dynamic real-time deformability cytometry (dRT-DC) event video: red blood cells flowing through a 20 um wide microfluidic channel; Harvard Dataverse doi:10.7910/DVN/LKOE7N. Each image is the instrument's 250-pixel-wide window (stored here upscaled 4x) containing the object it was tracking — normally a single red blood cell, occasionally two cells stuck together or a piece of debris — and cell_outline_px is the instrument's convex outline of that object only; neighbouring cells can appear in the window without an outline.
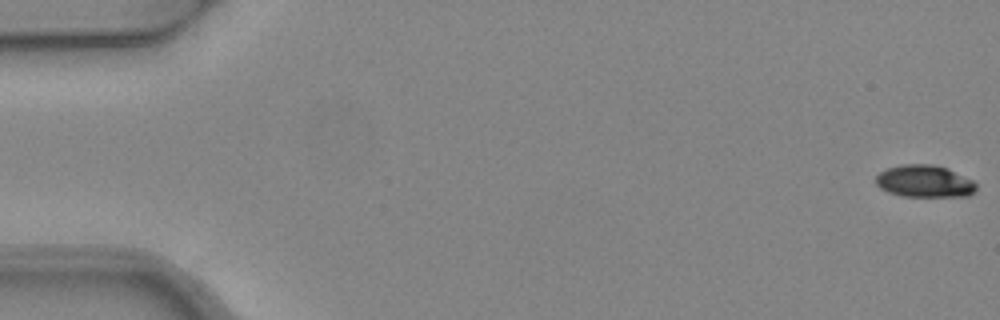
{"species": "common noctule bat (a hibernating species)", "species_latin": "Nyctalus noctula", "temperature_condition": "warm", "stored_images_in_passage": 5, "camera_frame_rate_fps": 3000, "um_per_image_px": 0.085, "animal": {"sex": "female", "body_mass_g": 24.6, "forearm_length_mm": 56.2}, "frame": {"image": 1, "passage_image": 1, "time_ms": 0.0, "image_size_px": [1000, 320], "cell_outline_px": [[976, 188], [968, 196], [900, 196], [888, 192], [880, 188], [876, 184], [876, 176], [880, 172], [888, 168], [904, 164], [932, 164], [948, 168], [972, 180], [976, 184]], "centroid_in_image_um": [78.56, 15.4], "position_along_channel_um": 6.4, "area_um2": 18.73}}
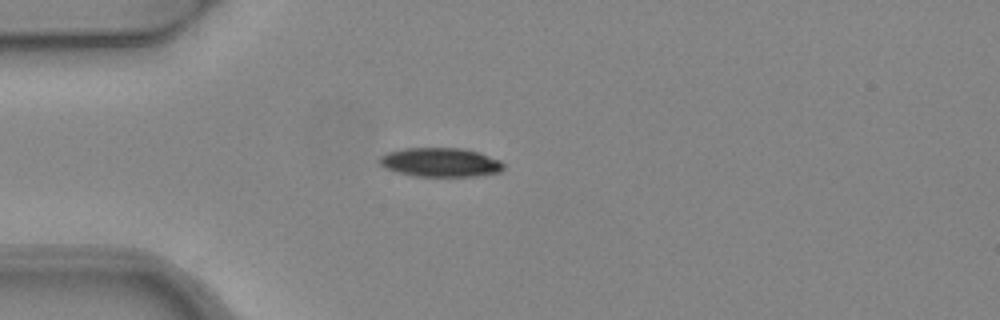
{"frame": {"image": 2, "passage_image": 5, "time_ms": 1.333, "image_size_px": [1000, 320], "cell_outline_px": [[504, 168], [500, 172], [476, 176], [412, 176], [396, 172], [384, 168], [380, 164], [380, 156], [388, 152], [404, 148], [464, 148], [480, 152], [500, 160], [504, 164]], "centroid_in_image_um": [37.44, 13.79], "position_along_channel_um": 47.6, "area_um2": 21.15}}